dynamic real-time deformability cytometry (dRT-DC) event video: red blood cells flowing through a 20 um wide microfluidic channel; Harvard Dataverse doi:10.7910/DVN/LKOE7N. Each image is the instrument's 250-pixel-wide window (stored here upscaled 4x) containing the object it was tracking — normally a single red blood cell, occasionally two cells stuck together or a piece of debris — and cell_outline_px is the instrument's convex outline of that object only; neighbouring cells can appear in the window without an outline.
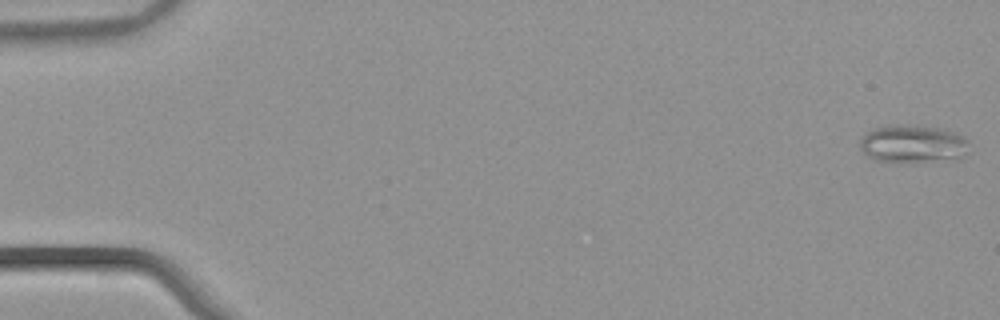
{"species": "common noctule bat (a hibernating species)", "species_latin": "Nyctalus noctula", "temperature_condition": "warm", "stored_images_in_passage": 3, "camera_frame_rate_fps": 3000, "um_per_image_px": 0.085, "animal": {"sex": "male", "body_mass_g": 21.5, "forearm_length_mm": 52.0}, "frame": {"image": 1, "passage_image": 3, "time_ms": 0.667, "image_size_px": [1000, 320], "cell_outline_px": [[972, 152], [956, 160], [916, 164], [896, 164], [872, 160], [864, 156], [860, 148], [860, 136], [876, 128], [896, 124], [920, 124], [948, 128], [964, 136], [968, 140]], "centroid_in_image_um": [77.67, 12.27], "position_along_channel_um": 7.3, "area_um2": 26.24}}